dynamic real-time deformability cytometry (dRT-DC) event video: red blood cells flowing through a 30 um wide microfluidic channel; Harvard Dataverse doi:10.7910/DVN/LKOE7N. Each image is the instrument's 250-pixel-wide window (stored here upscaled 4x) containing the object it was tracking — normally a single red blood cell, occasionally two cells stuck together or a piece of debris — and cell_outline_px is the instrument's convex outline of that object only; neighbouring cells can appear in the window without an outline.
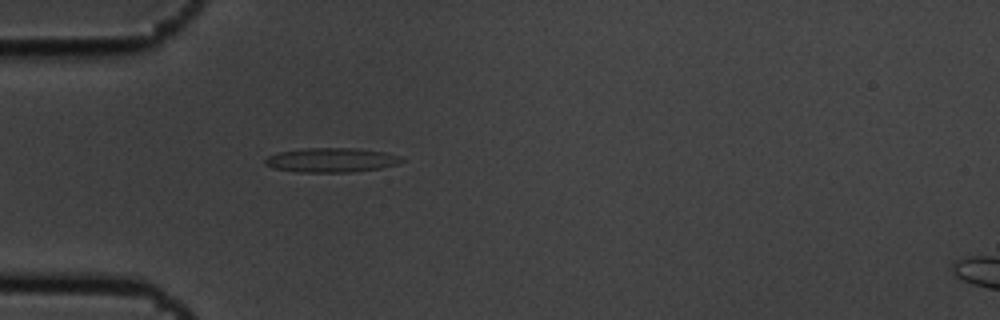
{"species": "common noctule bat (a hibernating species)", "species_latin": "Nyctalus noctula", "temperature_condition": "cold", "stored_images_in_passage": 1, "camera_frame_rate_fps": 3000, "um_per_image_px": 0.085, "animal": {"sex": "male", "body_mass_g": 19.5, "forearm_length_mm": 54.6}, "frame": {"image": 1, "passage_image": 1, "time_ms": 0.0, "image_size_px": [1000, 320], "cell_outline_px": [[404, 160], [396, 164], [380, 168], [348, 172], [300, 172], [276, 168], [264, 164], [264, 160], [268, 156], [280, 152], [304, 148], [356, 148], [384, 152], [400, 156]], "centroid_in_image_um": [28.16, 13.6], "position_along_channel_um": 56.8, "area_um2": 19.13}}